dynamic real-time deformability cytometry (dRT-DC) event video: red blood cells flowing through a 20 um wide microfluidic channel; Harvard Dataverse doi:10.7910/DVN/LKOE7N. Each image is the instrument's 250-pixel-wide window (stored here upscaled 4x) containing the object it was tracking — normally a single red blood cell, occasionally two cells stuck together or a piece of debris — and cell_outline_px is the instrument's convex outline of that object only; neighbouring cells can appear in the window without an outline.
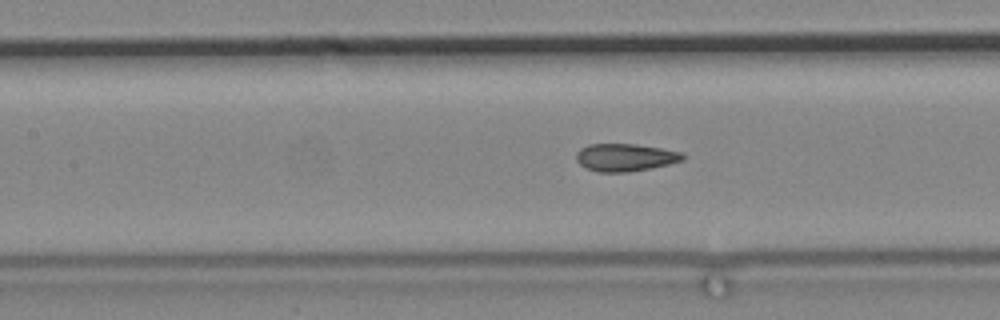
{"species": "common noctule bat (a hibernating species)", "species_latin": "Nyctalus noctula", "temperature_condition": "cold", "stored_images_in_passage": 81, "camera_frame_rate_fps": 3000, "um_per_image_px": 0.085, "animal": {"sex": "male", "body_mass_g": 19.2, "forearm_length_mm": 51.8}, "frame": {"image": 1, "passage_image": 45, "time_ms": 14.667, "image_size_px": [1000, 320], "cell_outline_px": [[684, 160], [652, 168], [628, 172], [596, 172], [580, 164], [576, 160], [576, 152], [580, 148], [588, 144], [636, 144], [684, 152]], "centroid_in_image_um": [53.14, 13.38], "position_along_channel_um": 154.3, "area_um2": 17.22}}
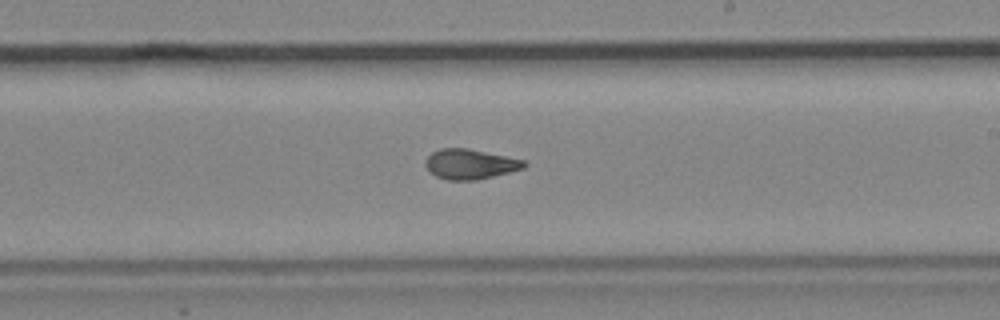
{"frame": {"image": 2, "passage_image": 54, "time_ms": 17.667, "image_size_px": [1000, 320], "cell_outline_px": [[528, 164], [524, 168], [476, 180], [448, 180], [436, 176], [428, 172], [424, 164], [424, 160], [432, 152], [440, 148], [468, 148], [524, 160]], "centroid_in_image_um": [39.91, 13.94], "position_along_channel_um": 249.1, "area_um2": 17.28}}
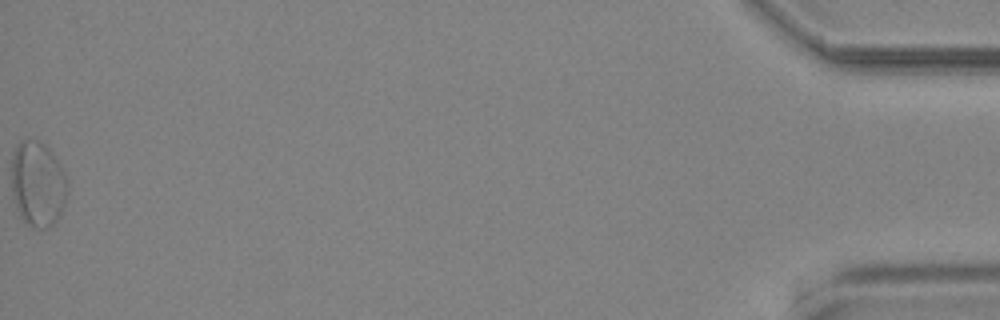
{"frame": {"image": 3, "passage_image": 81, "time_ms": 26.667, "image_size_px": [1000, 320], "cell_outline_px": [[68, 192], [60, 216], [48, 228], [32, 228], [20, 216], [16, 208], [12, 196], [12, 152], [16, 144], [20, 140], [40, 140], [48, 148], [64, 172], [68, 180]], "centroid_in_image_um": [3.2, 15.64], "position_along_channel_um": 432.0, "area_um2": 28.09}}